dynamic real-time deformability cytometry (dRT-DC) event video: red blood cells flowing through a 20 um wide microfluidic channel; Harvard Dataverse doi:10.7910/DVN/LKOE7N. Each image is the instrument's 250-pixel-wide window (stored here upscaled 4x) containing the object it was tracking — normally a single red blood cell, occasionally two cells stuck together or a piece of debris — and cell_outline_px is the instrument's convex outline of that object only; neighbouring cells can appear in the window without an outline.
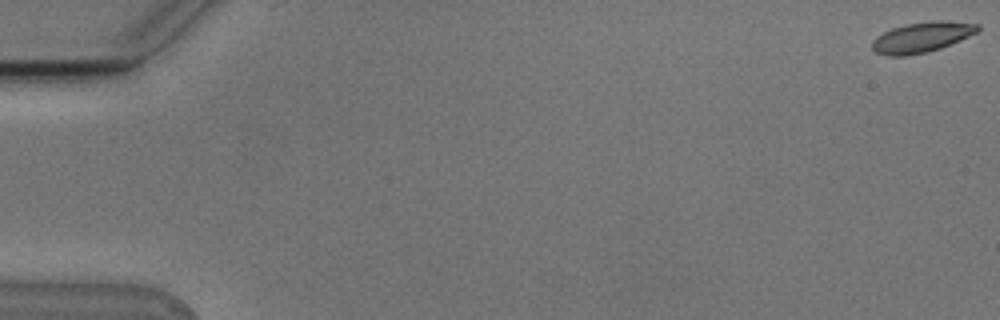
{"species": "Egyptian fruit bat (a non-hibernating species)", "species_latin": "Rousettus aegyptiacus", "temperature_condition": "cold", "stored_images_in_passage": 3, "camera_frame_rate_fps": 3000, "um_per_image_px": 0.085, "animal": {"sex": "male"}, "frame": {"image": 1, "passage_image": 1, "time_ms": 0.0, "image_size_px": [1000, 320], "cell_outline_px": [[980, 28], [976, 32], [960, 40], [940, 48], [924, 52], [904, 56], [888, 56], [876, 52], [872, 48], [872, 40], [876, 36], [892, 28], [904, 24], [940, 20], [980, 24]], "centroid_in_image_um": [78.33, 3.16], "position_along_channel_um": 6.7, "area_um2": 18.44}}